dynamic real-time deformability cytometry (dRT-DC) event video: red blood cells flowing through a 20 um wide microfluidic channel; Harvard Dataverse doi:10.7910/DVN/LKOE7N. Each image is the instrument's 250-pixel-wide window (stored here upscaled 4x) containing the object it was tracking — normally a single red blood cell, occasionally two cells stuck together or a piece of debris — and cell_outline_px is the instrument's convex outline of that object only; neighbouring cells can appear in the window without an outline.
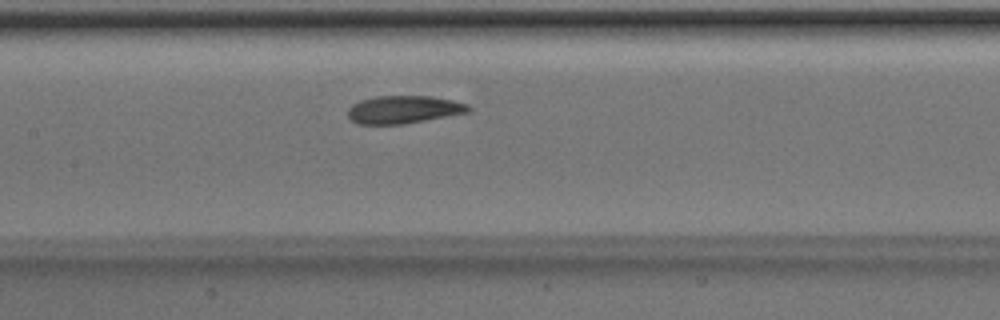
{"species": "Egyptian fruit bat (a non-hibernating species)", "species_latin": "Rousettus aegyptiacus", "temperature_condition": "room temperature", "stored_images_in_passage": 40, "camera_frame_rate_fps": 3000, "um_per_image_px": 0.085, "animal": {"sex": "male"}, "frame": {"image": 1, "passage_image": 14, "time_ms": 4.333, "image_size_px": [1000, 320], "cell_outline_px": [[472, 108], [468, 112], [424, 120], [400, 124], [356, 124], [348, 116], [348, 108], [352, 104], [360, 100], [376, 96], [432, 96], [452, 100], [468, 104]], "centroid_in_image_um": [34.28, 9.3], "position_along_channel_um": 173.1, "area_um2": 19.42}}
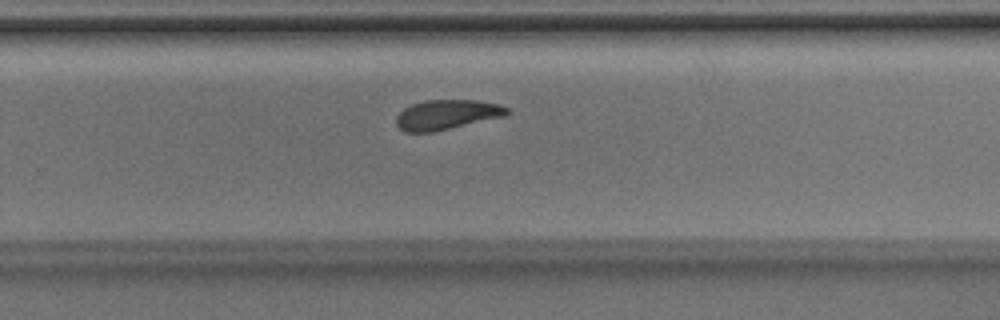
{"frame": {"image": 2, "passage_image": 23, "time_ms": 7.333, "image_size_px": [1000, 320], "cell_outline_px": [[512, 112], [508, 116], [432, 132], [404, 132], [396, 124], [396, 116], [404, 108], [412, 104], [424, 100], [476, 100], [500, 104], [508, 108]], "centroid_in_image_um": [38.03, 9.74], "position_along_channel_um": 291.8, "area_um2": 19.48}}
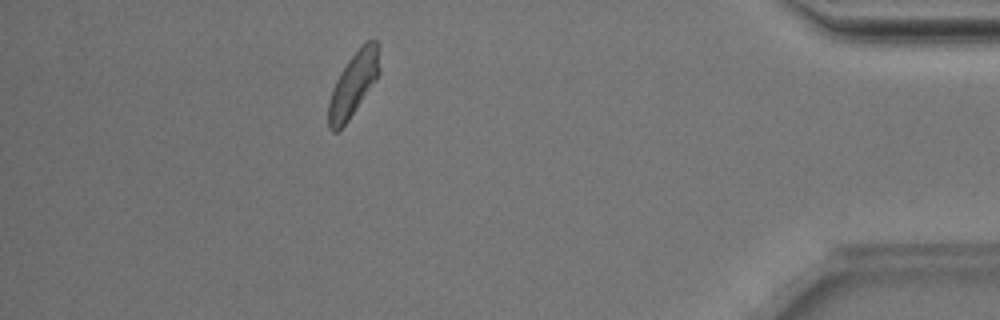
{"frame": {"image": 3, "passage_image": 35, "time_ms": 11.333, "image_size_px": [1000, 320], "cell_outline_px": [[380, 72], [376, 80], [348, 120], [336, 132], [332, 132], [328, 128], [328, 100], [332, 88], [340, 72], [348, 60], [364, 40], [376, 40], [380, 68]], "centroid_in_image_um": [30.01, 7.15], "position_along_channel_um": 405.2, "area_um2": 18.96}, "authors_computed_cell_mechanics": {"area_um2": 19.5075, "velocity_mm_per_s": 3.975, "shape_relaxation_time_tau1_ms": 2.2876, "shape_relaxation_time_tau2_ms": 1.2238, "deformation_change_tau1": 0.1197, "deformation_change_tau2": 0.071}}